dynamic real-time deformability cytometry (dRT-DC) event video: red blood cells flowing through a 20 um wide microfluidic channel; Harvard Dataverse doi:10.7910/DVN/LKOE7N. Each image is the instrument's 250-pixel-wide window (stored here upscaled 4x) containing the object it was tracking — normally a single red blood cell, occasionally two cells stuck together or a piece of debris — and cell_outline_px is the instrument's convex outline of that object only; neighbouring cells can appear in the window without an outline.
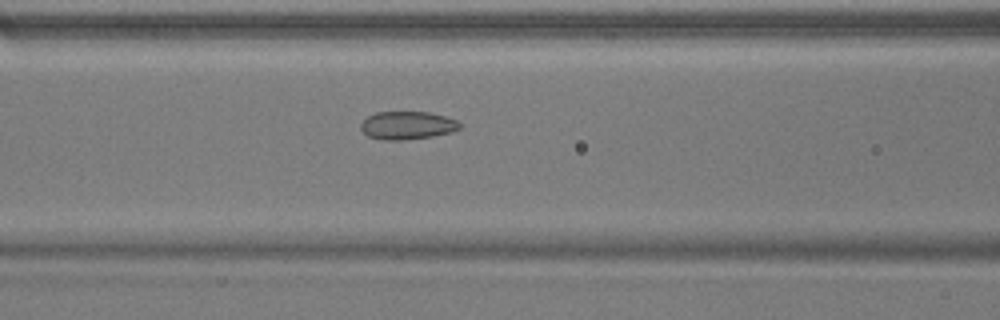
{"species": "common noctule bat (a hibernating species)", "species_latin": "Nyctalus noctula", "temperature_condition": "warm", "stored_images_in_passage": 53, "camera_frame_rate_fps": 3000, "um_per_image_px": 0.085, "animal": {"sex": "male", "body_mass_g": 17.9}, "frame": {"image": 1, "passage_image": 22, "time_ms": 7.0, "image_size_px": [1000, 320], "cell_outline_px": [[460, 128], [452, 132], [432, 136], [404, 140], [384, 140], [368, 136], [360, 128], [360, 124], [368, 116], [376, 112], [428, 112], [444, 116], [456, 120], [460, 124]], "centroid_in_image_um": [34.61, 10.66], "position_along_channel_um": 132.0, "area_um2": 16.07}}
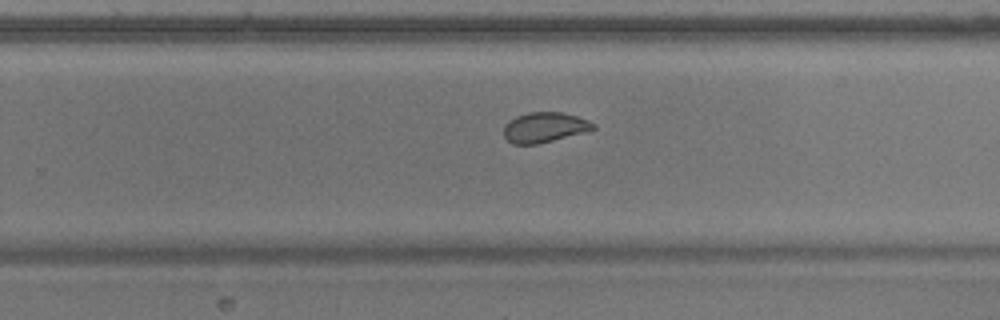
{"frame": {"image": 2, "passage_image": 34, "time_ms": 11.0, "image_size_px": [1000, 320], "cell_outline_px": [[596, 128], [588, 132], [536, 144], [512, 144], [504, 136], [504, 124], [508, 120], [516, 116], [528, 112], [560, 112], [576, 116], [588, 120], [596, 124]], "centroid_in_image_um": [46.29, 10.82], "position_along_channel_um": 283.5, "area_um2": 15.84}}
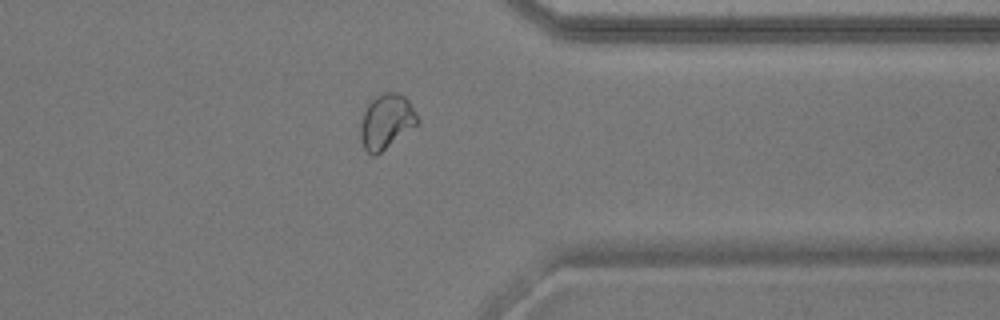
{"frame": {"image": 3, "passage_image": 42, "time_ms": 13.667, "image_size_px": [1000, 320], "cell_outline_px": [[420, 124], [376, 156], [372, 156], [364, 148], [360, 140], [360, 120], [364, 104], [368, 100], [384, 92], [396, 92], [404, 96], [408, 100], [416, 112], [420, 120]], "centroid_in_image_um": [32.82, 10.32], "position_along_channel_um": 378.6, "area_um2": 18.96}, "authors_computed_cell_mechanics": {"area_um2": 18.5538, "velocity_mm_per_s": 3.7991, "shape_relaxation_time_tau1_ms": null, "shape_relaxation_time_tau2_ms": 1.0685, "deformation_change_tau1": null, "deformation_change_tau2": 0.0478}}